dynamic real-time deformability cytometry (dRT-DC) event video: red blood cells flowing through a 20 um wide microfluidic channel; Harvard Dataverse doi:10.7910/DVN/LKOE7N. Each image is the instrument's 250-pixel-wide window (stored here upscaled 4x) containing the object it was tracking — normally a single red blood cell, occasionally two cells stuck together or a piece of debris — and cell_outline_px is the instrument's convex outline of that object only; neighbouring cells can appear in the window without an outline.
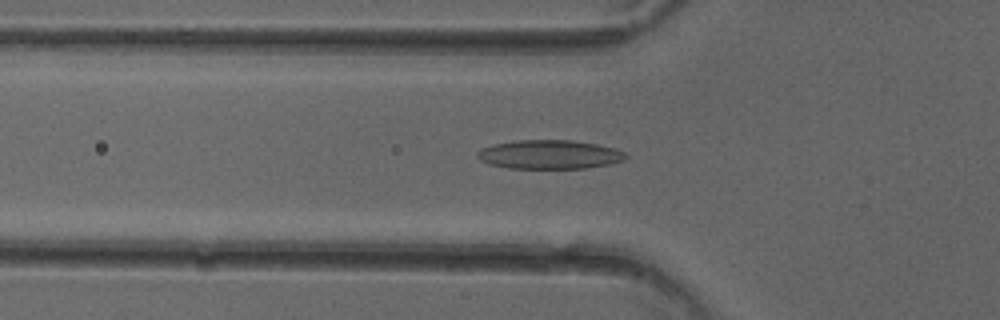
{"species": "common noctule bat (a hibernating species)", "species_latin": "Nyctalus noctula", "temperature_condition": "cold", "stored_images_in_passage": 44, "camera_frame_rate_fps": 3000, "um_per_image_px": 0.085, "animal": {"sex": "female"}, "frame": {"image": 1, "passage_image": 11, "time_ms": 3.333, "image_size_px": [1000, 320], "cell_outline_px": [[628, 156], [624, 160], [608, 164], [584, 168], [508, 168], [488, 164], [480, 160], [476, 156], [476, 152], [484, 148], [496, 144], [516, 140], [572, 140], [596, 144], [616, 148], [624, 152]], "centroid_in_image_um": [46.71, 13.13], "position_along_channel_um": 79.1, "area_um2": 24.91}}
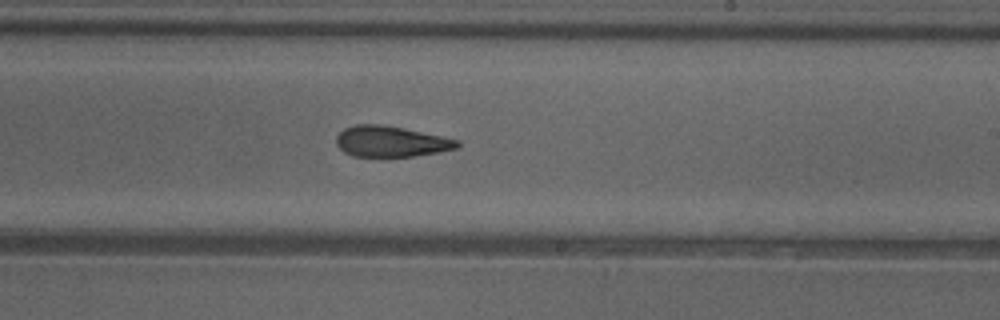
{"frame": {"image": 2, "passage_image": 24, "time_ms": 7.667, "image_size_px": [1000, 320], "cell_outline_px": [[460, 148], [412, 156], [352, 156], [344, 152], [336, 144], [336, 136], [344, 128], [356, 124], [384, 124], [404, 128], [460, 140]], "centroid_in_image_um": [33.22, 12.01], "position_along_channel_um": 255.8, "area_um2": 21.73}}
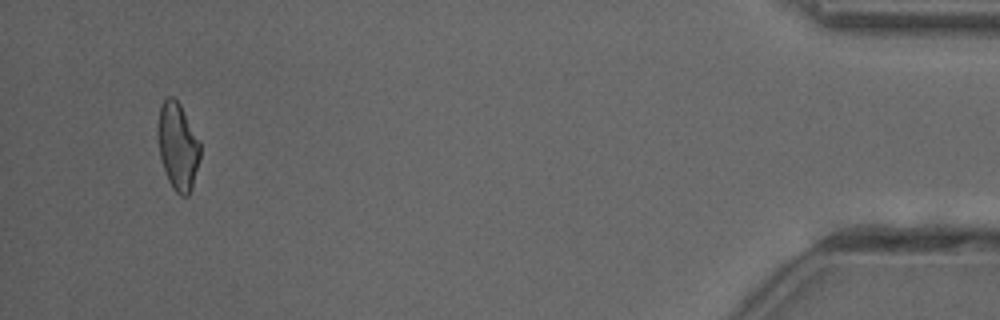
{"frame": {"image": 3, "passage_image": 42, "time_ms": 13.667, "image_size_px": [1000, 320], "cell_outline_px": [[200, 160], [192, 188], [188, 196], [180, 196], [172, 188], [168, 180], [160, 156], [156, 128], [160, 104], [168, 96], [172, 96], [180, 104], [200, 140]], "centroid_in_image_um": [15.11, 12.43], "position_along_channel_um": 420.1, "area_um2": 21.85}, "authors_computed_cell_mechanics": {"area_um2": 22.6287, "velocity_mm_per_s": 4.0474, "shape_relaxation_time_tau1_ms": null, "shape_relaxation_time_tau2_ms": 3.6165, "deformation_change_tau1": null, "deformation_change_tau2": 0.1242}}